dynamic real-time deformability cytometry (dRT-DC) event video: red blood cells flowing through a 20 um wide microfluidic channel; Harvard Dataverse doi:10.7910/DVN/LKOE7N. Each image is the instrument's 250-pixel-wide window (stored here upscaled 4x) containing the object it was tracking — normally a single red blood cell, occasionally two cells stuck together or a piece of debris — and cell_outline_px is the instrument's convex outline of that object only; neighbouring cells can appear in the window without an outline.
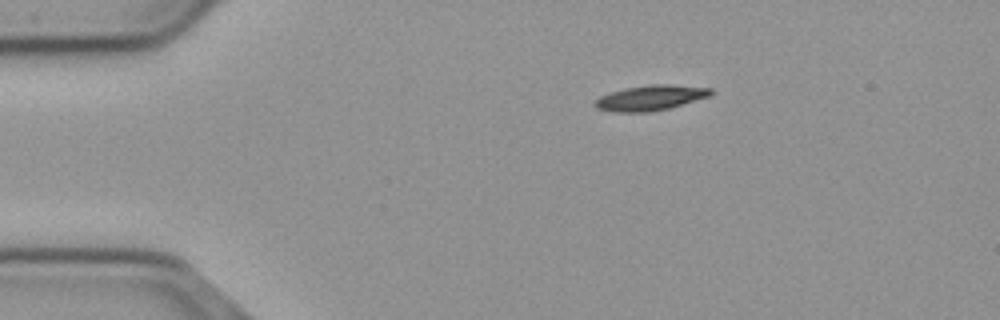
{"species": "common noctule bat (a hibernating species)", "species_latin": "Nyctalus noctula", "temperature_condition": "cold", "stored_images_in_passage": 46, "camera_frame_rate_fps": 3000, "um_per_image_px": 0.085, "animal": {"sex": "male", "body_mass_g": 23.1, "forearm_length_mm": 52.7}, "frame": {"image": 1, "passage_image": 1, "time_ms": 0.0, "image_size_px": [1000, 320], "cell_outline_px": [[712, 92], [708, 96], [668, 108], [648, 112], [612, 112], [596, 108], [592, 104], [600, 96], [624, 88], [652, 84], [668, 84], [712, 88]], "centroid_in_image_um": [55.23, 8.31], "position_along_channel_um": 29.8, "area_um2": 16.82}}
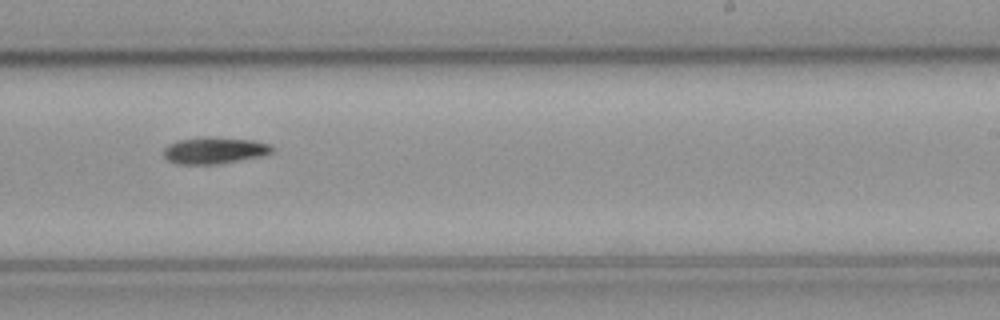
{"frame": {"image": 2, "passage_image": 25, "time_ms": 8.0, "image_size_px": [1000, 320], "cell_outline_px": [[276, 148], [272, 152], [260, 156], [220, 164], [176, 164], [168, 160], [164, 156], [164, 148], [168, 144], [176, 140], [204, 136], [208, 136], [252, 140], [272, 144]], "centroid_in_image_um": [18.23, 12.77], "position_along_channel_um": 270.8, "area_um2": 17.11}}
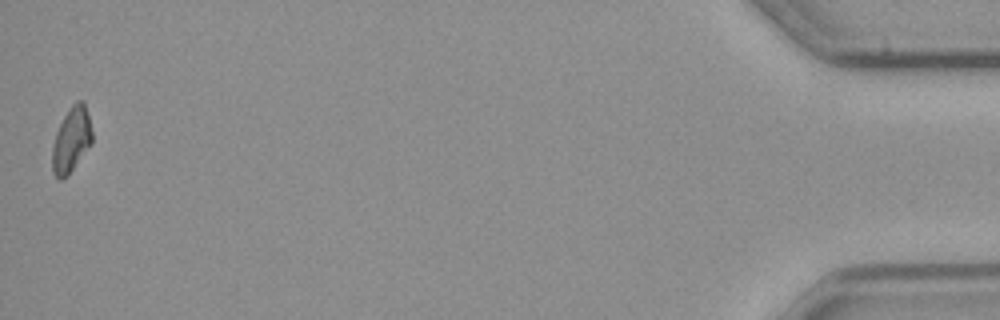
{"frame": {"image": 3, "passage_image": 46, "time_ms": 15.0, "image_size_px": [1000, 320], "cell_outline_px": [[92, 144], [68, 176], [60, 180], [52, 172], [52, 148], [56, 132], [64, 116], [72, 104], [76, 100], [84, 100], [92, 132]], "centroid_in_image_um": [6.07, 11.9], "position_along_channel_um": 429.1, "area_um2": 15.2}, "authors_computed_cell_mechanics": {"area_um2": 16.5886, "velocity_mm_per_s": 3.6953, "shape_relaxation_time_tau1_ms": 4.958, "shape_relaxation_time_tau2_ms": null, "deformation_change_tau1": 0.1596, "deformation_change_tau2": null}}